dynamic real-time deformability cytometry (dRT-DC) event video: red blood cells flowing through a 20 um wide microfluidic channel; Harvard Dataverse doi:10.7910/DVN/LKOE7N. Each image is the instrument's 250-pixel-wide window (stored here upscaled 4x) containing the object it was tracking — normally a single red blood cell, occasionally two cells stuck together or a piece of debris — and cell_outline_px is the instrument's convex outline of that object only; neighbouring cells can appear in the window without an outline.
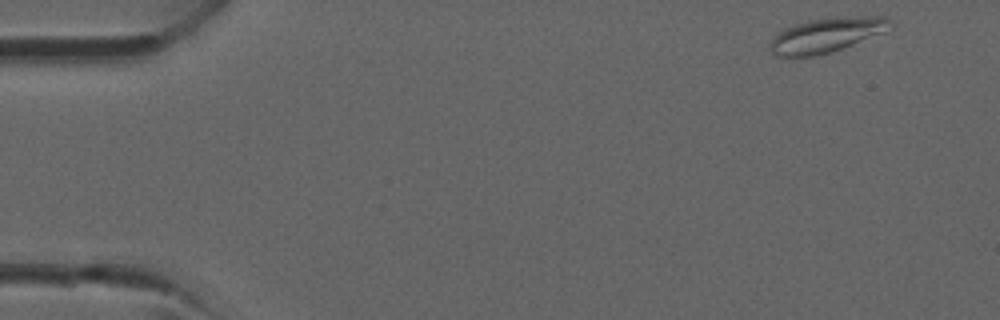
{"species": "common noctule bat (a hibernating species)", "species_latin": "Nyctalus noctula", "temperature_condition": "room temperature", "stored_images_in_passage": 37, "camera_frame_rate_fps": 3000, "um_per_image_px": 0.085, "animal": {"sex": "male", "forearm_length_mm": 52.5}, "frame": {"image": 1, "passage_image": 1, "time_ms": 0.0, "image_size_px": [1000, 320], "cell_outline_px": [[896, 24], [884, 32], [840, 48], [828, 52], [812, 56], [776, 56], [772, 52], [768, 44], [772, 36], [784, 28], [792, 24], [808, 20], [860, 16], [888, 16]], "centroid_in_image_um": [70.24, 2.96], "position_along_channel_um": 14.8, "area_um2": 24.1}}
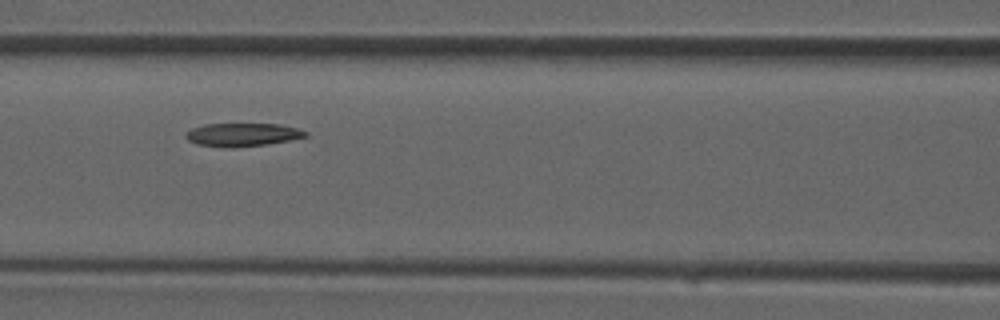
{"frame": {"image": 2, "passage_image": 15, "time_ms": 4.667, "image_size_px": [1000, 320], "cell_outline_px": [[308, 136], [292, 140], [264, 144], [232, 148], [224, 148], [196, 144], [188, 140], [184, 136], [192, 128], [204, 124], [280, 124], [296, 128], [308, 132]], "centroid_in_image_um": [20.6, 11.45], "position_along_channel_um": 146.0, "area_um2": 16.24}}
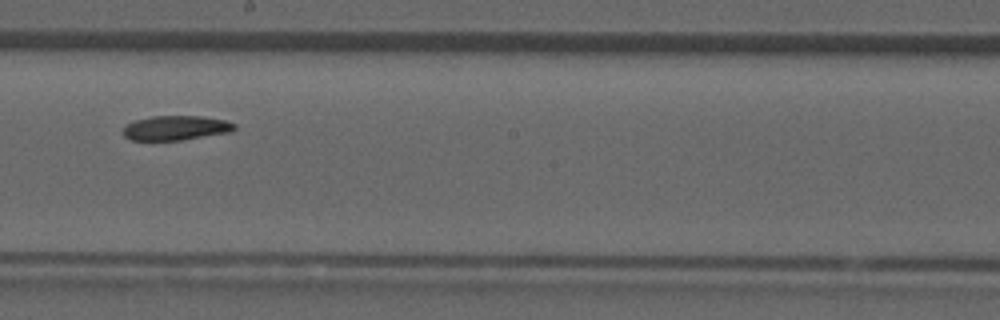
{"frame": {"image": 3, "passage_image": 20, "time_ms": 6.333, "image_size_px": [1000, 320], "cell_outline_px": [[236, 128], [232, 132], [180, 140], [132, 140], [124, 136], [124, 128], [128, 124], [136, 120], [152, 116], [200, 116], [224, 120], [236, 124]], "centroid_in_image_um": [14.98, 10.87], "position_along_channel_um": 233.2, "area_um2": 15.78}}